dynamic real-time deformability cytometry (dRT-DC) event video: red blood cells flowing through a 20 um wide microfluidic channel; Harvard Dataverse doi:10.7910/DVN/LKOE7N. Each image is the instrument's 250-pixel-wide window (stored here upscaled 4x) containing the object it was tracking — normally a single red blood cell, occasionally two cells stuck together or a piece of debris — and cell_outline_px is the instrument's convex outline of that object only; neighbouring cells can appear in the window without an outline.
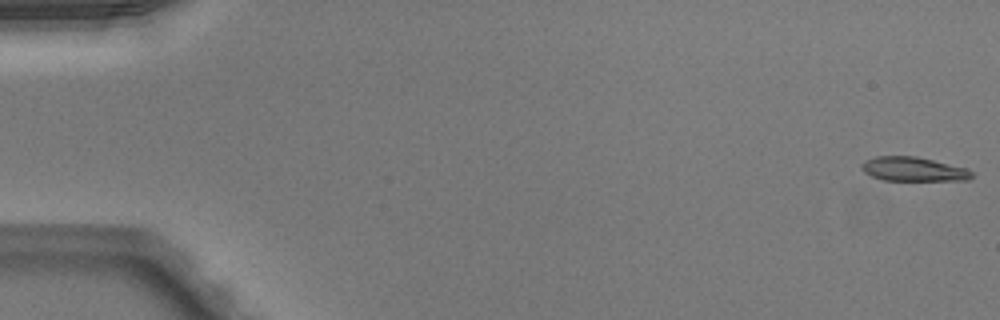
{"species": "Egyptian fruit bat (a non-hibernating species)", "species_latin": "Rousettus aegyptiacus", "temperature_condition": "warm", "stored_images_in_passage": 51, "camera_frame_rate_fps": 3000, "um_per_image_px": 0.085, "animal": {"sex": "male"}, "frame": {"image": 1, "passage_image": 1, "time_ms": 0.0, "image_size_px": [1000, 320], "cell_outline_px": [[972, 176], [968, 180], [884, 180], [872, 176], [864, 172], [860, 168], [860, 164], [864, 160], [876, 156], [916, 156], [964, 168], [972, 172]], "centroid_in_image_um": [77.56, 14.37], "position_along_channel_um": 7.4, "area_um2": 15.32}}
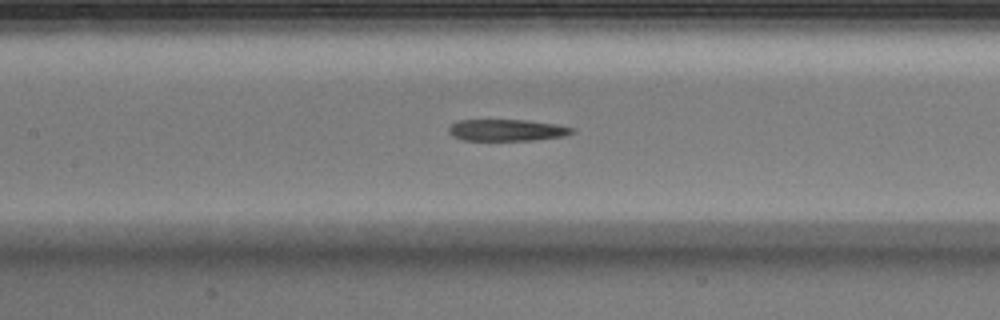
{"frame": {"image": 2, "passage_image": 24, "time_ms": 7.667, "image_size_px": [1000, 320], "cell_outline_px": [[572, 132], [564, 136], [532, 140], [464, 140], [452, 136], [448, 132], [448, 128], [452, 124], [460, 120], [528, 120], [556, 124], [572, 128]], "centroid_in_image_um": [43.04, 11.06], "position_along_channel_um": 164.4, "area_um2": 15.37}}
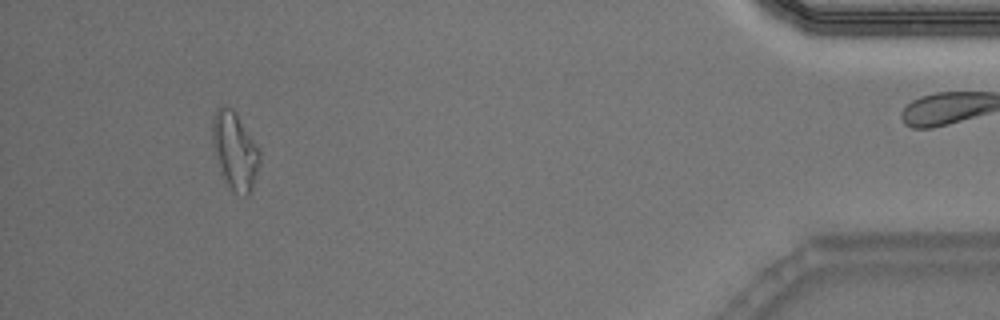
{"frame": {"image": 3, "passage_image": 47, "time_ms": 15.333, "image_size_px": [1000, 320], "cell_outline_px": [[260, 164], [252, 192], [248, 196], [244, 196], [236, 192], [224, 180], [220, 172], [212, 148], [212, 120], [216, 108], [232, 108], [236, 112], [260, 148]], "centroid_in_image_um": [19.98, 12.84], "position_along_channel_um": 415.2, "area_um2": 21.73}, "authors_computed_cell_mechanics": {"area_um2": 16.6464, "velocity_mm_per_s": 4.0783, "shape_relaxation_time_tau1_ms": null, "shape_relaxation_time_tau2_ms": 2.5002, "deformation_change_tau1": null, "deformation_change_tau2": 0.1524}}